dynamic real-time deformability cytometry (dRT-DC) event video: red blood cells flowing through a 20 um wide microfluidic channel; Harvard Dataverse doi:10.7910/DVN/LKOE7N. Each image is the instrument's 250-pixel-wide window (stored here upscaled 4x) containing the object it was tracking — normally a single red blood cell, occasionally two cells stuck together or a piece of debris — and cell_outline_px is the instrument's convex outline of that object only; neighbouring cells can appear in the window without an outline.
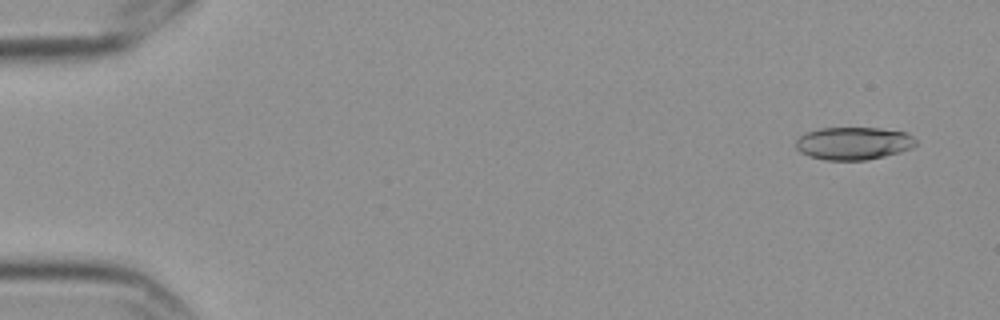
{"species": "Egyptian fruit bat (a non-hibernating species)", "species_latin": "Rousettus aegyptiacus", "temperature_condition": "cold", "stored_images_in_passage": 5, "camera_frame_rate_fps": 3000, "um_per_image_px": 0.085, "frame": {"image": 1, "passage_image": 1, "time_ms": 0.0, "image_size_px": [1000, 320], "cell_outline_px": [[916, 144], [912, 148], [900, 152], [884, 156], [864, 160], [828, 160], [808, 156], [800, 152], [796, 148], [796, 140], [800, 136], [808, 132], [820, 128], [880, 128], [904, 132], [912, 136], [916, 140]], "centroid_in_image_um": [72.54, 12.18], "position_along_channel_um": 12.5, "area_um2": 22.77}}
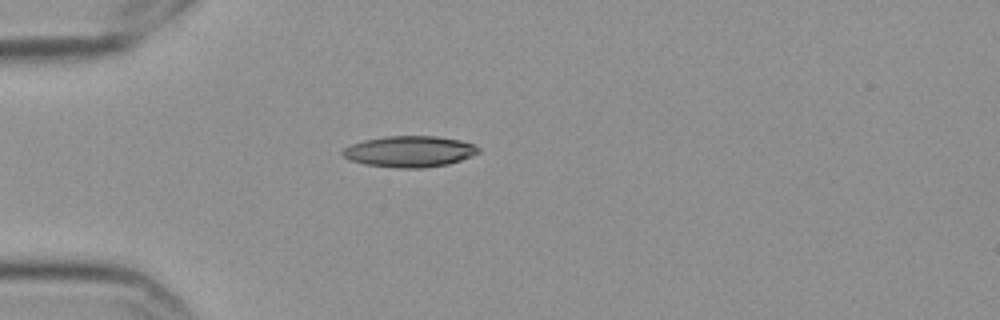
{"frame": {"image": 2, "passage_image": 5, "time_ms": 1.333, "image_size_px": [1000, 320], "cell_outline_px": [[480, 152], [472, 156], [448, 164], [424, 168], [396, 168], [364, 164], [348, 160], [340, 152], [344, 148], [352, 144], [364, 140], [384, 136], [436, 136], [460, 140], [472, 144], [480, 148]], "centroid_in_image_um": [34.8, 12.88], "position_along_channel_um": 50.2, "area_um2": 24.74}}